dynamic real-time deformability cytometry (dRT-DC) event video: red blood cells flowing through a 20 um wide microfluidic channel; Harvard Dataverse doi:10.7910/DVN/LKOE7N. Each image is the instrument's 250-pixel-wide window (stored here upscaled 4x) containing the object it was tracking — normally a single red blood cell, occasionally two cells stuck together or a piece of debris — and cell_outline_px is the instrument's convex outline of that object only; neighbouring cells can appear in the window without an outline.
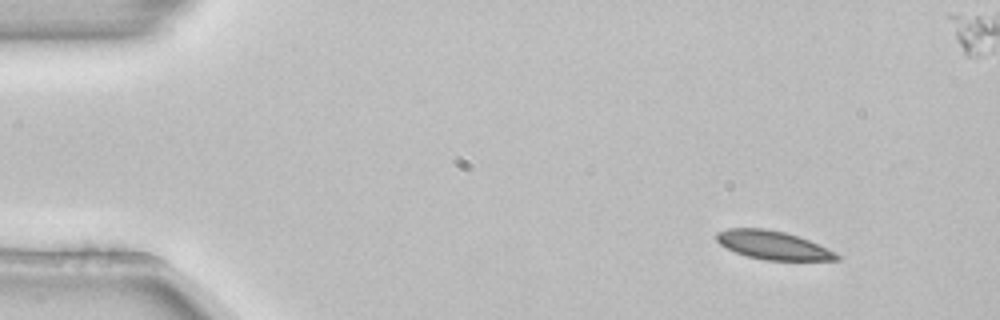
{"species": "common noctule bat (a hibernating species)", "species_latin": "Nyctalus noctula", "temperature_condition": "room temperature", "stored_images_in_passage": 4, "segment_of_instrument_passage": [1, 2], "camera_frame_rate_fps": 3000, "um_per_image_px": 0.085, "animal": {"sex": "female", "body_mass_g": 22.7, "forearm_length_mm": 54.2}, "frame": {"image": 1, "passage_image": 1, "time_ms": 0.0, "image_size_px": [1000, 320], "cell_outline_px": [[840, 260], [764, 260], [748, 256], [736, 252], [720, 244], [716, 240], [716, 232], [728, 228], [764, 228], [784, 232], [808, 240], [836, 252], [840, 256]], "centroid_in_image_um": [65.69, 20.84], "position_along_channel_um": 19.3, "area_um2": 19.77}}
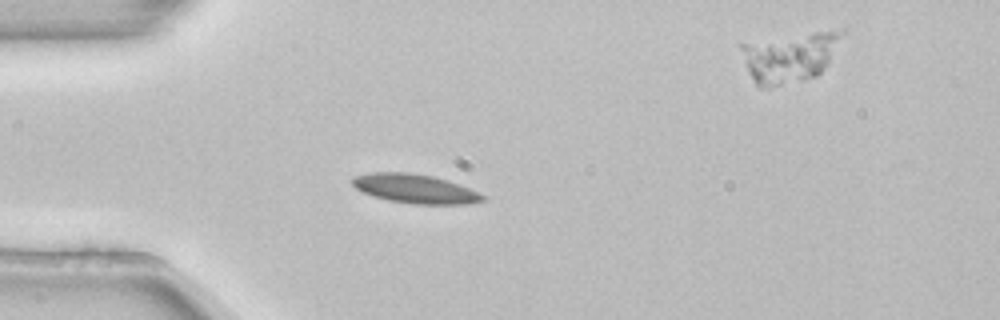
{"frame": {"image": 2, "passage_image": 3, "time_ms": 0.667, "image_size_px": [1000, 320], "cell_outline_px": [[484, 200], [468, 204], [412, 204], [388, 200], [372, 196], [356, 188], [352, 184], [352, 176], [368, 172], [408, 172], [432, 176], [448, 180], [480, 192], [484, 196]], "centroid_in_image_um": [35.26, 16.03], "position_along_channel_um": 49.7, "area_um2": 22.2}}